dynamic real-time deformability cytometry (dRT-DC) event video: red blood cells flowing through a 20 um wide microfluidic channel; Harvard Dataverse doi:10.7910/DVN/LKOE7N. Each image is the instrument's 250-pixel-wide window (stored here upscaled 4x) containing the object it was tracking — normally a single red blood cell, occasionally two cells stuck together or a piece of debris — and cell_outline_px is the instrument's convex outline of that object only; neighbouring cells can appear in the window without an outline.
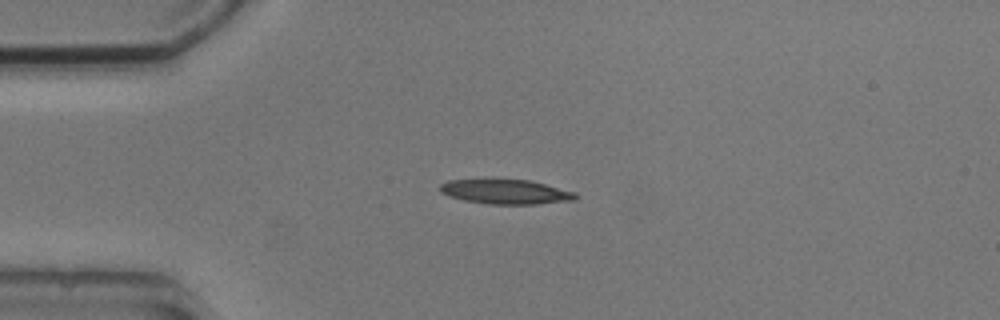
{"species": "common noctule bat (a hibernating species)", "species_latin": "Nyctalus noctula", "temperature_condition": "cold", "stored_images_in_passage": 3, "camera_frame_rate_fps": 3000, "um_per_image_px": 0.085, "animal": {"sex": "male", "body_mass_g": 20.5, "forearm_length_mm": 52.5}, "frame": {"image": 1, "passage_image": 1, "time_ms": 0.0, "image_size_px": [1000, 320], "cell_outline_px": [[580, 196], [576, 200], [536, 204], [488, 204], [464, 200], [448, 196], [440, 192], [440, 184], [448, 180], [528, 180], [576, 192]], "centroid_in_image_um": [43.01, 16.31], "position_along_channel_um": 42.0, "area_um2": 19.31}}